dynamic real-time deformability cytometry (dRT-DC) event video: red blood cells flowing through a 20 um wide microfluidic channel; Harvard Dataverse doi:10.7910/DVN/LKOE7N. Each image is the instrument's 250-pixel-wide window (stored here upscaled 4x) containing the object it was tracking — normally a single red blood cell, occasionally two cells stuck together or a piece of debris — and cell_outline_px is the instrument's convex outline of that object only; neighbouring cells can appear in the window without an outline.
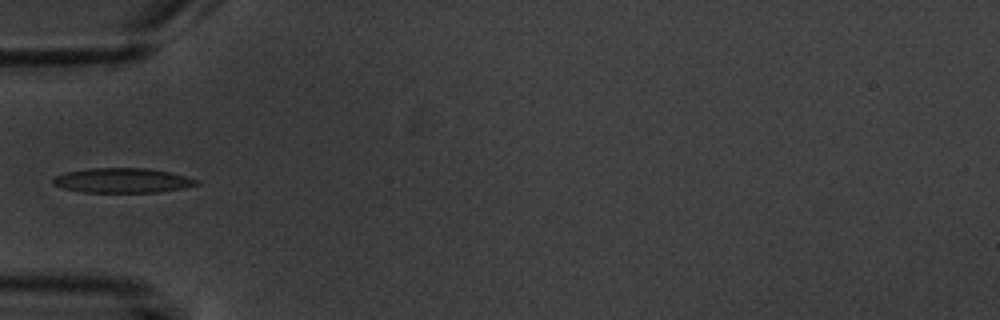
{"species": "common noctule bat (a hibernating species)", "species_latin": "Nyctalus noctula", "temperature_condition": "warm", "stored_images_in_passage": 1, "camera_frame_rate_fps": 3000, "um_per_image_px": 0.085, "animal": {"sex": "male", "body_mass_g": 20.1, "forearm_length_mm": 53.5}, "frame": {"image": 1, "passage_image": 1, "time_ms": 0.0, "image_size_px": [1000, 320], "cell_outline_px": [[200, 184], [184, 188], [156, 192], [80, 192], [64, 188], [52, 184], [52, 180], [56, 176], [64, 172], [88, 168], [148, 168], [172, 172], [200, 180]], "centroid_in_image_um": [10.43, 15.33], "position_along_channel_um": 74.6, "area_um2": 20.87}}